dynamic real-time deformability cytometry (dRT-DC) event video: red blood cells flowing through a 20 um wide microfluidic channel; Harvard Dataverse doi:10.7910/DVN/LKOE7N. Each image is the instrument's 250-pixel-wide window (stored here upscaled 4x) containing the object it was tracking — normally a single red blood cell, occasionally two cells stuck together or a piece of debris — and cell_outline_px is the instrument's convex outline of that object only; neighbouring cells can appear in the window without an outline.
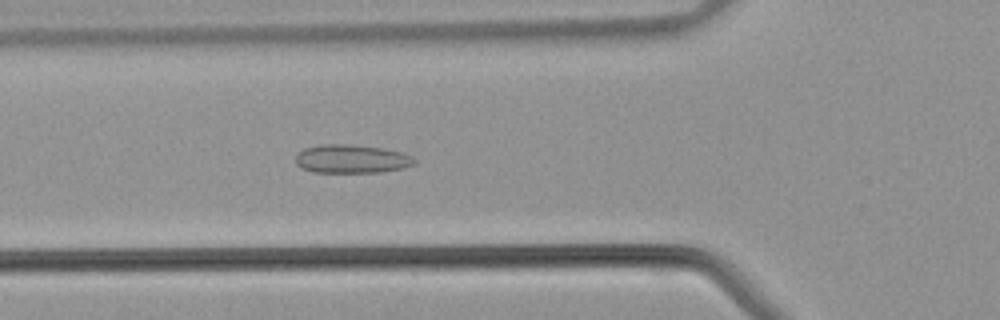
{"species": "common noctule bat (a hibernating species)", "species_latin": "Nyctalus noctula", "temperature_condition": "warm", "stored_images_in_passage": 41, "camera_frame_rate_fps": 3000, "um_per_image_px": 0.085, "animal": {"sex": "male", "body_mass_g": 21.5, "forearm_length_mm": 52.0}, "frame": {"image": 1, "passage_image": 14, "time_ms": 4.333, "image_size_px": [1000, 320], "cell_outline_px": [[416, 164], [404, 168], [380, 172], [312, 172], [300, 168], [296, 164], [296, 156], [304, 148], [320, 144], [352, 144], [380, 148], [404, 152], [412, 156], [416, 160]], "centroid_in_image_um": [29.9, 13.51], "position_along_channel_um": 95.9, "area_um2": 19.94}}
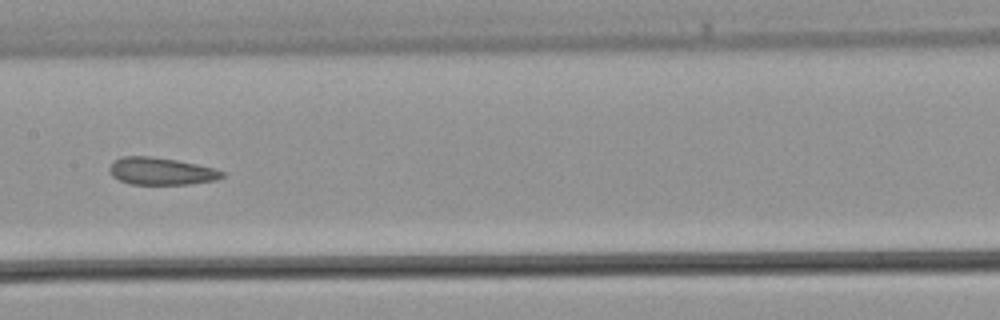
{"frame": {"image": 2, "passage_image": 20, "time_ms": 6.333, "image_size_px": [1000, 320], "cell_outline_px": [[224, 176], [216, 180], [188, 184], [128, 184], [112, 176], [108, 172], [108, 168], [120, 156], [152, 156], [176, 160], [216, 168], [224, 172]], "centroid_in_image_um": [13.68, 14.55], "position_along_channel_um": 193.7, "area_um2": 17.98}}
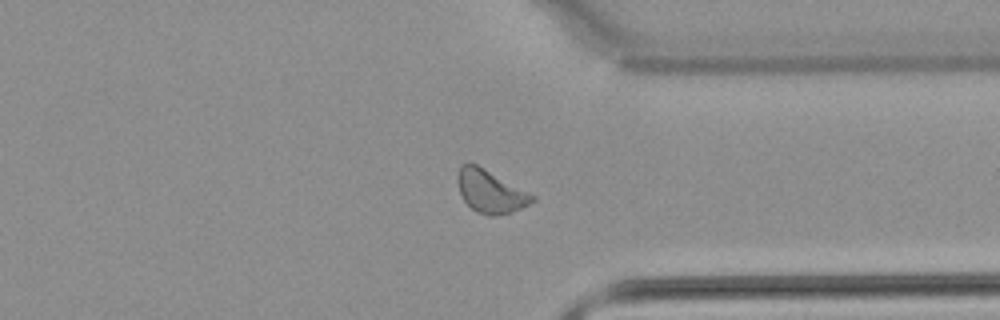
{"frame": {"image": 3, "passage_image": 31, "time_ms": 10.0, "image_size_px": [1000, 320], "cell_outline_px": [[536, 200], [512, 212], [496, 216], [488, 216], [476, 212], [464, 200], [460, 192], [456, 180], [460, 168], [464, 164], [476, 164], [536, 196]], "centroid_in_image_um": [41.69, 16.3], "position_along_channel_um": 369.7, "area_um2": 18.32}}